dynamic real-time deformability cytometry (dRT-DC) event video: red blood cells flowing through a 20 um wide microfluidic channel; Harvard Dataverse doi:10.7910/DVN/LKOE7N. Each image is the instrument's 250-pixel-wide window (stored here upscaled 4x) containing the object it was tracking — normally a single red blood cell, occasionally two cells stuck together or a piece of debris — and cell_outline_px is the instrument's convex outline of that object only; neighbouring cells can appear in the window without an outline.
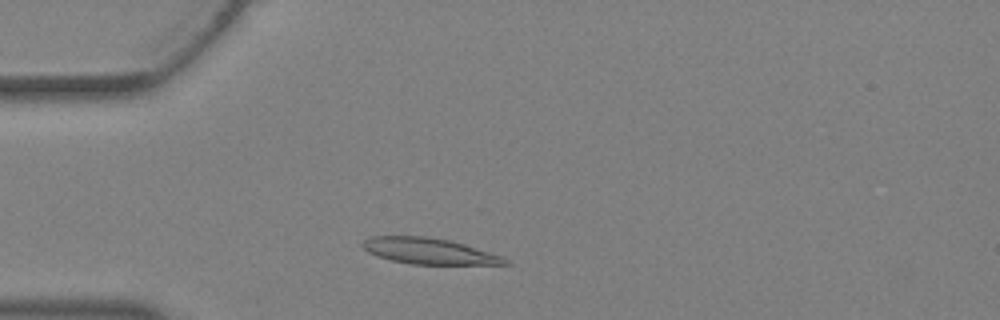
{"species": "Egyptian fruit bat (a non-hibernating species)", "species_latin": "Rousettus aegyptiacus", "temperature_condition": "warm", "stored_images_in_passage": 25, "camera_frame_rate_fps": 3000, "um_per_image_px": 0.085, "animal": {"sex": "female"}, "frame": {"image": 1, "passage_image": 4, "time_ms": 1.0, "image_size_px": [1000, 320], "cell_outline_px": [[512, 264], [412, 264], [392, 260], [376, 256], [368, 252], [360, 244], [368, 236], [424, 236], [448, 240], [464, 244], [504, 256]], "centroid_in_image_um": [36.46, 21.34], "position_along_channel_um": 48.5, "area_um2": 21.56}}
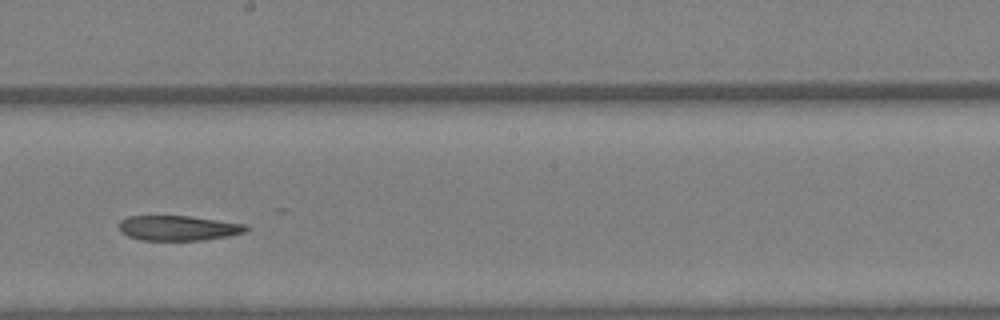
{"frame": {"image": 2, "passage_image": 15, "time_ms": 4.667, "image_size_px": [1000, 320], "cell_outline_px": [[248, 228], [244, 232], [228, 236], [204, 240], [140, 240], [128, 236], [120, 232], [120, 220], [128, 216], [188, 216], [248, 224]], "centroid_in_image_um": [15.15, 19.38], "position_along_channel_um": 233.0, "area_um2": 18.5}}
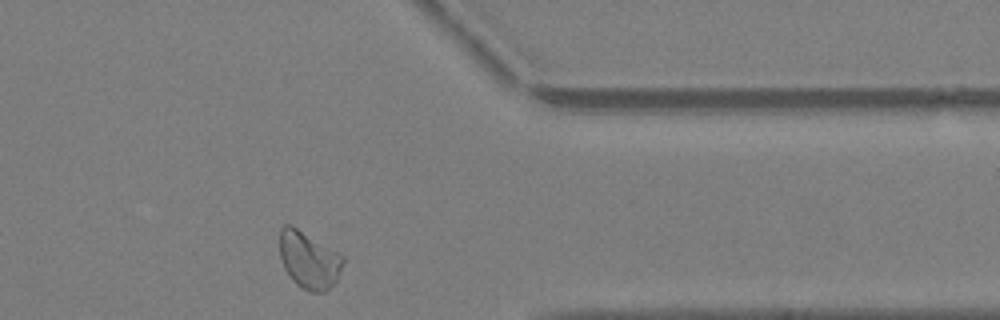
{"frame": {"image": 3, "passage_image": 24, "time_ms": 7.667, "image_size_px": [1000, 320], "cell_outline_px": [[344, 264], [336, 280], [324, 292], [312, 292], [296, 284], [292, 280], [284, 268], [280, 260], [280, 228], [284, 224], [292, 224], [344, 256]], "centroid_in_image_um": [26.24, 22.07], "position_along_channel_um": 385.2, "area_um2": 21.1}}